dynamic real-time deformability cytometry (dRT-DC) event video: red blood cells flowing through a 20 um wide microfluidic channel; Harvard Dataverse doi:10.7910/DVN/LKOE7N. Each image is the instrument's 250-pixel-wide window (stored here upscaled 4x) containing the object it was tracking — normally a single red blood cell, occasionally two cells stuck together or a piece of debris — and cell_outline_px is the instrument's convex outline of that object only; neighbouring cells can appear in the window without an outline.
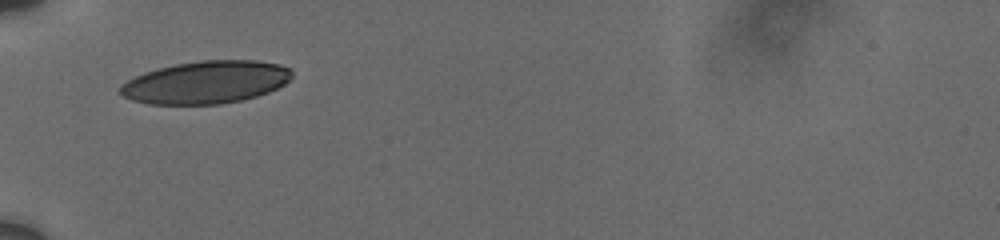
{"species": "human", "species_latin": "Homo sapiens", "temperature_condition": "cold", "stored_images_in_passage": 2, "camera_frame_rate_fps": 3000, "um_per_image_px": 0.085, "donor": {"sex": "male"}, "frame": {"image": 1, "passage_image": 1, "time_ms": 0.0, "image_size_px": [1000, 240], "cell_outline_px": [[292, 76], [284, 84], [268, 92], [256, 96], [240, 100], [220, 104], [148, 104], [132, 100], [116, 92], [120, 84], [144, 72], [156, 68], [176, 64], [200, 60], [256, 60], [280, 64], [292, 68]], "centroid_in_image_um": [17.48, 6.98], "position_along_channel_um": 67.5, "area_um2": 42.83}}
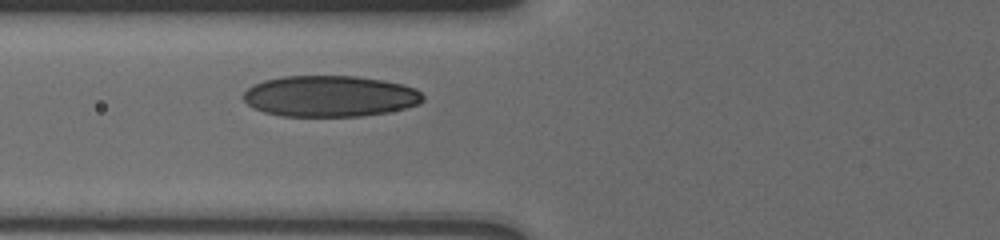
{"frame": {"image": 2, "passage_image": 2, "time_ms": 1.0, "image_size_px": [1000, 240], "cell_outline_px": [[424, 100], [416, 104], [404, 108], [388, 112], [360, 116], [280, 116], [264, 112], [248, 104], [244, 100], [244, 92], [252, 84], [264, 80], [284, 76], [356, 76], [384, 80], [404, 84], [416, 88], [424, 96]], "centroid_in_image_um": [28.05, 8.17], "position_along_channel_um": 97.7, "area_um2": 43.12}}